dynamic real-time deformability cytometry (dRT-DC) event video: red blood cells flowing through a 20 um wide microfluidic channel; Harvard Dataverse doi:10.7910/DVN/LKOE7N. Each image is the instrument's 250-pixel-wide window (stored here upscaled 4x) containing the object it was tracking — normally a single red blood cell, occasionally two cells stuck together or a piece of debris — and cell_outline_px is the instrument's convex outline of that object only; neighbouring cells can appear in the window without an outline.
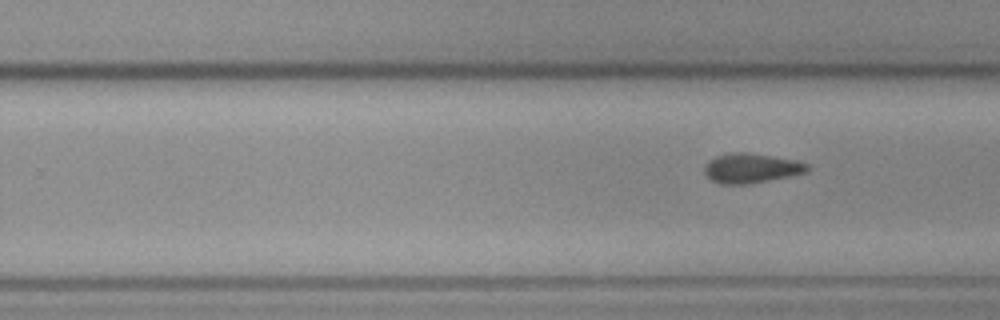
{"species": "common noctule bat (a hibernating species)", "species_latin": "Nyctalus noctula", "temperature_condition": "cold", "stored_images_in_passage": 10, "segment_of_instrument_passage": [2, 2], "camera_frame_rate_fps": 3000, "um_per_image_px": 0.085, "animal": {"sex": "female", "body_mass_g": 19.3, "forearm_length_mm": 54.1}, "frame": {"image": 1, "passage_image": 10, "time_ms": 11.333, "image_size_px": [1000, 320], "cell_outline_px": [[808, 172], [752, 184], [720, 184], [712, 180], [704, 172], [704, 168], [708, 160], [716, 156], [732, 152], [748, 152], [796, 160], [808, 164]], "centroid_in_image_um": [63.85, 14.29], "position_along_channel_um": 266.0, "area_um2": 17.86}}